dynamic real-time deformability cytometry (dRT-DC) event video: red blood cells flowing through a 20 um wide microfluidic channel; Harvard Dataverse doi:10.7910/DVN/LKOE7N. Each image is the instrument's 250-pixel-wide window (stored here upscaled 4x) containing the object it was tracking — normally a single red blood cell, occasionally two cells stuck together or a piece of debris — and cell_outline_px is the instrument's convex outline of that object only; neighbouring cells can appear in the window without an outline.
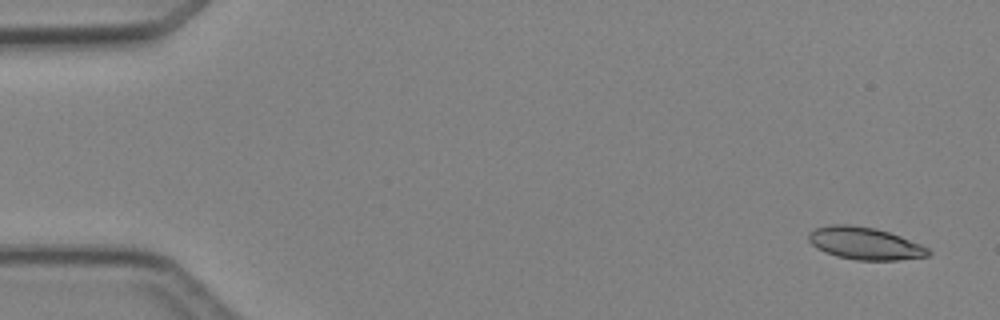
{"species": "Egyptian fruit bat (a non-hibernating species)", "species_latin": "Rousettus aegyptiacus", "temperature_condition": "cold", "stored_images_in_passage": 6, "camera_frame_rate_fps": 3000, "um_per_image_px": 0.085, "animal": {"sex": "female"}, "frame": {"image": 1, "passage_image": 1, "time_ms": 0.0, "image_size_px": [1000, 320], "cell_outline_px": [[932, 252], [928, 256], [896, 260], [856, 260], [836, 256], [824, 252], [816, 248], [808, 240], [808, 232], [816, 228], [832, 224], [852, 224], [876, 228], [900, 236], [920, 244], [928, 248]], "centroid_in_image_um": [73.48, 20.68], "position_along_channel_um": 11.5, "area_um2": 22.66}}
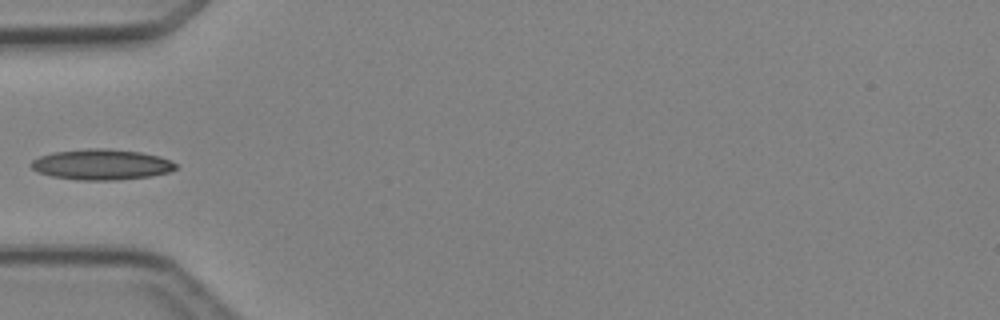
{"frame": {"image": 2, "passage_image": 5, "time_ms": 4.667, "image_size_px": [1000, 320], "cell_outline_px": [[176, 168], [168, 172], [152, 176], [120, 180], [76, 180], [52, 176], [36, 172], [28, 164], [32, 160], [40, 156], [52, 152], [84, 148], [108, 148], [140, 152], [160, 156], [176, 164]], "centroid_in_image_um": [8.58, 13.98], "position_along_channel_um": 76.4, "area_um2": 26.07}}
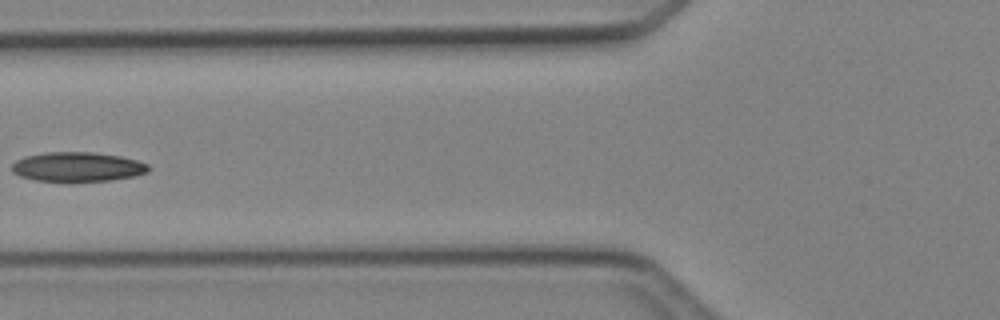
{"frame": {"image": 3, "passage_image": 6, "time_ms": 5.667, "image_size_px": [1000, 320], "cell_outline_px": [[152, 168], [148, 172], [136, 176], [112, 180], [72, 184], [64, 184], [36, 180], [20, 176], [12, 172], [12, 164], [16, 160], [24, 156], [44, 152], [92, 152], [120, 156], [136, 160], [148, 164]], "centroid_in_image_um": [6.58, 14.22], "position_along_channel_um": 119.2, "area_um2": 24.51}}